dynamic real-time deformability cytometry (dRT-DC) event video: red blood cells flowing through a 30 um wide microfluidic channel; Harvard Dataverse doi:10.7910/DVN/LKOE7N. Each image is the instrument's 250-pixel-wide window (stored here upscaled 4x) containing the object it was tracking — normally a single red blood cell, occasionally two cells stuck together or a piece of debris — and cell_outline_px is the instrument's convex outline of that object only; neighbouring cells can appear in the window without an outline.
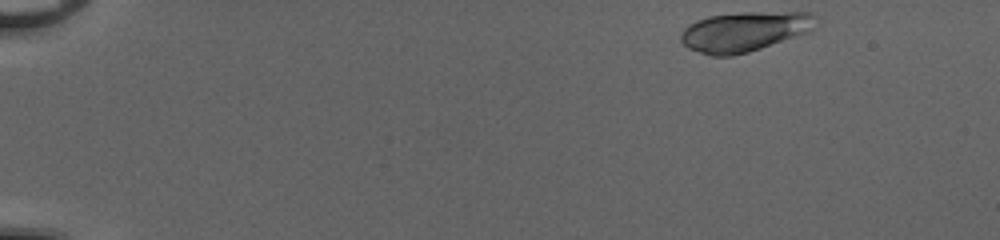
{"species": "common noctule bat (a hibernating species)", "species_latin": "Nyctalus noctula", "temperature_condition": "cold", "stored_images_in_passage": 46, "camera_frame_rate_fps": 3000, "um_per_image_px": 0.085, "animal": {"sex": "female", "body_mass_g": 20.0, "forearm_length_mm": 54.0}, "frame": {"image": 1, "passage_image": 1, "time_ms": 0.0, "image_size_px": [1000, 240], "cell_outline_px": [[816, 28], [808, 32], [748, 52], [732, 56], [712, 56], [688, 48], [680, 40], [680, 36], [684, 28], [688, 24], [696, 20], [708, 16], [740, 12], [812, 12], [816, 16]], "centroid_in_image_um": [63.28, 2.67], "position_along_channel_um": 21.7, "area_um2": 31.44}}
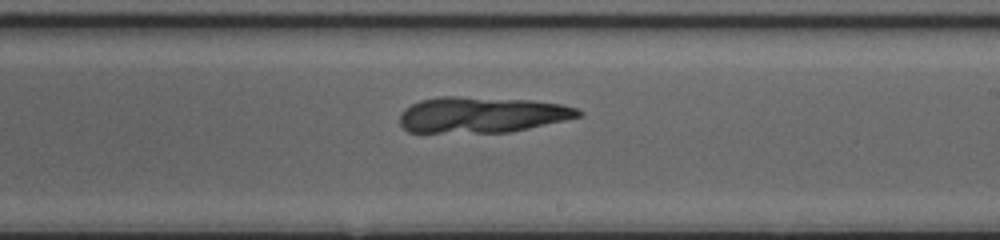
{"frame": {"image": 2, "passage_image": 27, "time_ms": 8.667, "image_size_px": [1000, 240], "cell_outline_px": [[584, 116], [528, 128], [508, 132], [408, 132], [400, 124], [400, 112], [404, 108], [420, 100], [440, 96], [460, 96], [532, 100], [564, 104], [576, 108], [584, 112]], "centroid_in_image_um": [40.97, 9.74], "position_along_channel_um": 248.0, "area_um2": 37.57}}
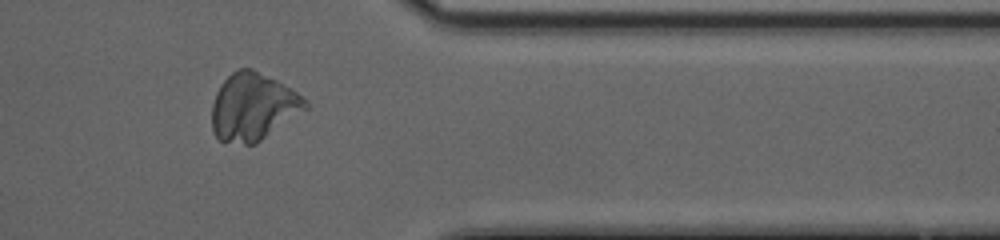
{"frame": {"image": 3, "passage_image": 38, "time_ms": 12.333, "image_size_px": [1000, 240], "cell_outline_px": [[308, 108], [256, 144], [244, 144], [220, 140], [216, 136], [212, 128], [212, 104], [216, 92], [220, 84], [232, 72], [240, 68], [252, 68], [276, 80], [296, 92], [308, 100]], "centroid_in_image_um": [21.5, 9.08], "position_along_channel_um": 389.9, "area_um2": 36.59}}